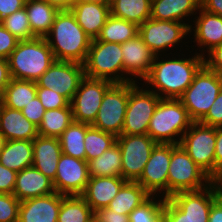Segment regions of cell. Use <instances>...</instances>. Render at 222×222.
<instances>
[{"mask_svg": "<svg viewBox=\"0 0 222 222\" xmlns=\"http://www.w3.org/2000/svg\"><path fill=\"white\" fill-rule=\"evenodd\" d=\"M53 35L56 42L50 39ZM57 61H71L83 64L91 44V38L77 23L71 10L59 11L52 28L45 37Z\"/></svg>", "mask_w": 222, "mask_h": 222, "instance_id": "6da1fadb", "label": "cell"}, {"mask_svg": "<svg viewBox=\"0 0 222 222\" xmlns=\"http://www.w3.org/2000/svg\"><path fill=\"white\" fill-rule=\"evenodd\" d=\"M154 58L150 73L144 79L165 93V98L179 99L193 82L195 74L204 65V56L189 59H172L156 62Z\"/></svg>", "mask_w": 222, "mask_h": 222, "instance_id": "7a4b0ae2", "label": "cell"}, {"mask_svg": "<svg viewBox=\"0 0 222 222\" xmlns=\"http://www.w3.org/2000/svg\"><path fill=\"white\" fill-rule=\"evenodd\" d=\"M208 186L197 191L177 192L165 198L164 222H208L212 204L218 199L216 181Z\"/></svg>", "mask_w": 222, "mask_h": 222, "instance_id": "3957f363", "label": "cell"}, {"mask_svg": "<svg viewBox=\"0 0 222 222\" xmlns=\"http://www.w3.org/2000/svg\"><path fill=\"white\" fill-rule=\"evenodd\" d=\"M55 61L43 37L19 41L8 57L11 78L36 82Z\"/></svg>", "mask_w": 222, "mask_h": 222, "instance_id": "277c9868", "label": "cell"}, {"mask_svg": "<svg viewBox=\"0 0 222 222\" xmlns=\"http://www.w3.org/2000/svg\"><path fill=\"white\" fill-rule=\"evenodd\" d=\"M194 121L180 99L161 98L152 116L147 134L162 144H179L174 136L189 129Z\"/></svg>", "mask_w": 222, "mask_h": 222, "instance_id": "5b68a950", "label": "cell"}, {"mask_svg": "<svg viewBox=\"0 0 222 222\" xmlns=\"http://www.w3.org/2000/svg\"><path fill=\"white\" fill-rule=\"evenodd\" d=\"M221 90L222 76L203 65L179 99L190 118L199 122L207 114Z\"/></svg>", "mask_w": 222, "mask_h": 222, "instance_id": "8992f818", "label": "cell"}, {"mask_svg": "<svg viewBox=\"0 0 222 222\" xmlns=\"http://www.w3.org/2000/svg\"><path fill=\"white\" fill-rule=\"evenodd\" d=\"M122 47L119 43H108L92 39L90 48L83 63L86 77L92 79H105L112 83H127L131 80L125 79L117 74L118 71L124 72ZM118 76V77H117Z\"/></svg>", "mask_w": 222, "mask_h": 222, "instance_id": "52a82bcc", "label": "cell"}, {"mask_svg": "<svg viewBox=\"0 0 222 222\" xmlns=\"http://www.w3.org/2000/svg\"><path fill=\"white\" fill-rule=\"evenodd\" d=\"M212 179L190 158L180 144H172V155L168 169L167 198L181 191H197L207 187L204 183ZM202 186L204 188H202Z\"/></svg>", "mask_w": 222, "mask_h": 222, "instance_id": "ba28073f", "label": "cell"}, {"mask_svg": "<svg viewBox=\"0 0 222 222\" xmlns=\"http://www.w3.org/2000/svg\"><path fill=\"white\" fill-rule=\"evenodd\" d=\"M180 137V145L196 165L215 181L216 127L193 122Z\"/></svg>", "mask_w": 222, "mask_h": 222, "instance_id": "9c48e42d", "label": "cell"}, {"mask_svg": "<svg viewBox=\"0 0 222 222\" xmlns=\"http://www.w3.org/2000/svg\"><path fill=\"white\" fill-rule=\"evenodd\" d=\"M161 98L160 93L139 90L135 81L129 82V100L121 135L147 134L149 122Z\"/></svg>", "mask_w": 222, "mask_h": 222, "instance_id": "30bf717a", "label": "cell"}, {"mask_svg": "<svg viewBox=\"0 0 222 222\" xmlns=\"http://www.w3.org/2000/svg\"><path fill=\"white\" fill-rule=\"evenodd\" d=\"M129 100V82L114 83L104 94L96 119L91 126L120 136Z\"/></svg>", "mask_w": 222, "mask_h": 222, "instance_id": "8fae6325", "label": "cell"}, {"mask_svg": "<svg viewBox=\"0 0 222 222\" xmlns=\"http://www.w3.org/2000/svg\"><path fill=\"white\" fill-rule=\"evenodd\" d=\"M116 142L122 155L121 177L126 181H137L157 143L148 134L120 135Z\"/></svg>", "mask_w": 222, "mask_h": 222, "instance_id": "7c38bea8", "label": "cell"}, {"mask_svg": "<svg viewBox=\"0 0 222 222\" xmlns=\"http://www.w3.org/2000/svg\"><path fill=\"white\" fill-rule=\"evenodd\" d=\"M113 84L105 79L85 76L70 102L74 121L91 125L96 119L105 92Z\"/></svg>", "mask_w": 222, "mask_h": 222, "instance_id": "4fadbf2b", "label": "cell"}, {"mask_svg": "<svg viewBox=\"0 0 222 222\" xmlns=\"http://www.w3.org/2000/svg\"><path fill=\"white\" fill-rule=\"evenodd\" d=\"M85 77L83 64L71 61H57L36 81L37 87H44L59 93L71 102Z\"/></svg>", "mask_w": 222, "mask_h": 222, "instance_id": "5bb4252c", "label": "cell"}, {"mask_svg": "<svg viewBox=\"0 0 222 222\" xmlns=\"http://www.w3.org/2000/svg\"><path fill=\"white\" fill-rule=\"evenodd\" d=\"M190 29L191 26L179 21L149 18L139 26L138 35L156 56L159 50L180 42Z\"/></svg>", "mask_w": 222, "mask_h": 222, "instance_id": "9a60e30c", "label": "cell"}, {"mask_svg": "<svg viewBox=\"0 0 222 222\" xmlns=\"http://www.w3.org/2000/svg\"><path fill=\"white\" fill-rule=\"evenodd\" d=\"M89 178L87 161L63 153L60 155L53 181L57 193L65 196L81 195Z\"/></svg>", "mask_w": 222, "mask_h": 222, "instance_id": "2e32d148", "label": "cell"}, {"mask_svg": "<svg viewBox=\"0 0 222 222\" xmlns=\"http://www.w3.org/2000/svg\"><path fill=\"white\" fill-rule=\"evenodd\" d=\"M172 155V144L157 143L153 148L142 175L136 181L150 195L165 190L167 198L168 169Z\"/></svg>", "mask_w": 222, "mask_h": 222, "instance_id": "e0dca14e", "label": "cell"}, {"mask_svg": "<svg viewBox=\"0 0 222 222\" xmlns=\"http://www.w3.org/2000/svg\"><path fill=\"white\" fill-rule=\"evenodd\" d=\"M62 194H52L21 201L18 222H57Z\"/></svg>", "mask_w": 222, "mask_h": 222, "instance_id": "ac0fdd59", "label": "cell"}, {"mask_svg": "<svg viewBox=\"0 0 222 222\" xmlns=\"http://www.w3.org/2000/svg\"><path fill=\"white\" fill-rule=\"evenodd\" d=\"M121 47L124 72L137 75L144 80L150 73L155 54L139 35L122 43Z\"/></svg>", "mask_w": 222, "mask_h": 222, "instance_id": "d6986e66", "label": "cell"}, {"mask_svg": "<svg viewBox=\"0 0 222 222\" xmlns=\"http://www.w3.org/2000/svg\"><path fill=\"white\" fill-rule=\"evenodd\" d=\"M126 182L122 177H90L85 190L80 195L93 211L108 207Z\"/></svg>", "mask_w": 222, "mask_h": 222, "instance_id": "ffe728a7", "label": "cell"}, {"mask_svg": "<svg viewBox=\"0 0 222 222\" xmlns=\"http://www.w3.org/2000/svg\"><path fill=\"white\" fill-rule=\"evenodd\" d=\"M56 192L53 181L31 166L17 172L13 195L21 202Z\"/></svg>", "mask_w": 222, "mask_h": 222, "instance_id": "44dd1931", "label": "cell"}, {"mask_svg": "<svg viewBox=\"0 0 222 222\" xmlns=\"http://www.w3.org/2000/svg\"><path fill=\"white\" fill-rule=\"evenodd\" d=\"M33 143V167L38 169L46 177L54 181L57 164L62 154L59 139L57 137H44L38 135Z\"/></svg>", "mask_w": 222, "mask_h": 222, "instance_id": "7402d4cb", "label": "cell"}, {"mask_svg": "<svg viewBox=\"0 0 222 222\" xmlns=\"http://www.w3.org/2000/svg\"><path fill=\"white\" fill-rule=\"evenodd\" d=\"M0 133L5 140H33L38 134V127L23 116L22 111L11 109L1 104Z\"/></svg>", "mask_w": 222, "mask_h": 222, "instance_id": "603a6c76", "label": "cell"}, {"mask_svg": "<svg viewBox=\"0 0 222 222\" xmlns=\"http://www.w3.org/2000/svg\"><path fill=\"white\" fill-rule=\"evenodd\" d=\"M71 12L83 31L91 39H96L110 16V7L96 3H74Z\"/></svg>", "mask_w": 222, "mask_h": 222, "instance_id": "cb8c5ba5", "label": "cell"}, {"mask_svg": "<svg viewBox=\"0 0 222 222\" xmlns=\"http://www.w3.org/2000/svg\"><path fill=\"white\" fill-rule=\"evenodd\" d=\"M0 163L16 172L31 167L33 165L32 140H5L0 152Z\"/></svg>", "mask_w": 222, "mask_h": 222, "instance_id": "d4e9b609", "label": "cell"}, {"mask_svg": "<svg viewBox=\"0 0 222 222\" xmlns=\"http://www.w3.org/2000/svg\"><path fill=\"white\" fill-rule=\"evenodd\" d=\"M25 10L33 35L45 38L59 10L43 0H26Z\"/></svg>", "mask_w": 222, "mask_h": 222, "instance_id": "484cf974", "label": "cell"}, {"mask_svg": "<svg viewBox=\"0 0 222 222\" xmlns=\"http://www.w3.org/2000/svg\"><path fill=\"white\" fill-rule=\"evenodd\" d=\"M201 7V0H151V16L156 20L181 21Z\"/></svg>", "mask_w": 222, "mask_h": 222, "instance_id": "4316f807", "label": "cell"}, {"mask_svg": "<svg viewBox=\"0 0 222 222\" xmlns=\"http://www.w3.org/2000/svg\"><path fill=\"white\" fill-rule=\"evenodd\" d=\"M201 13L196 21L195 39L198 45L208 46L209 51L222 44V17L199 8Z\"/></svg>", "mask_w": 222, "mask_h": 222, "instance_id": "83f0119b", "label": "cell"}, {"mask_svg": "<svg viewBox=\"0 0 222 222\" xmlns=\"http://www.w3.org/2000/svg\"><path fill=\"white\" fill-rule=\"evenodd\" d=\"M151 195L136 181H126L107 208L118 214L129 215Z\"/></svg>", "mask_w": 222, "mask_h": 222, "instance_id": "f1b7e54d", "label": "cell"}, {"mask_svg": "<svg viewBox=\"0 0 222 222\" xmlns=\"http://www.w3.org/2000/svg\"><path fill=\"white\" fill-rule=\"evenodd\" d=\"M110 15L140 26L151 16V0H113Z\"/></svg>", "mask_w": 222, "mask_h": 222, "instance_id": "f546056e", "label": "cell"}, {"mask_svg": "<svg viewBox=\"0 0 222 222\" xmlns=\"http://www.w3.org/2000/svg\"><path fill=\"white\" fill-rule=\"evenodd\" d=\"M90 124L73 121L58 137L62 153L86 161L84 139Z\"/></svg>", "mask_w": 222, "mask_h": 222, "instance_id": "4dcf8cb0", "label": "cell"}, {"mask_svg": "<svg viewBox=\"0 0 222 222\" xmlns=\"http://www.w3.org/2000/svg\"><path fill=\"white\" fill-rule=\"evenodd\" d=\"M89 177H121L122 155L116 142L107 151L88 162Z\"/></svg>", "mask_w": 222, "mask_h": 222, "instance_id": "1f68e13d", "label": "cell"}, {"mask_svg": "<svg viewBox=\"0 0 222 222\" xmlns=\"http://www.w3.org/2000/svg\"><path fill=\"white\" fill-rule=\"evenodd\" d=\"M36 93V82L11 78L2 97V104L21 111Z\"/></svg>", "mask_w": 222, "mask_h": 222, "instance_id": "d6a6232c", "label": "cell"}, {"mask_svg": "<svg viewBox=\"0 0 222 222\" xmlns=\"http://www.w3.org/2000/svg\"><path fill=\"white\" fill-rule=\"evenodd\" d=\"M138 34V25L110 15L95 40L122 44L135 38Z\"/></svg>", "mask_w": 222, "mask_h": 222, "instance_id": "836d02e7", "label": "cell"}, {"mask_svg": "<svg viewBox=\"0 0 222 222\" xmlns=\"http://www.w3.org/2000/svg\"><path fill=\"white\" fill-rule=\"evenodd\" d=\"M94 211L80 195H62L57 222H93Z\"/></svg>", "mask_w": 222, "mask_h": 222, "instance_id": "e575fe53", "label": "cell"}, {"mask_svg": "<svg viewBox=\"0 0 222 222\" xmlns=\"http://www.w3.org/2000/svg\"><path fill=\"white\" fill-rule=\"evenodd\" d=\"M74 121L71 105L60 109L47 110L38 126V134L44 137H59Z\"/></svg>", "mask_w": 222, "mask_h": 222, "instance_id": "d590c367", "label": "cell"}, {"mask_svg": "<svg viewBox=\"0 0 222 222\" xmlns=\"http://www.w3.org/2000/svg\"><path fill=\"white\" fill-rule=\"evenodd\" d=\"M116 136L90 126L86 130L84 146L86 150V161L89 162L103 154L116 143Z\"/></svg>", "mask_w": 222, "mask_h": 222, "instance_id": "8d00e7d4", "label": "cell"}, {"mask_svg": "<svg viewBox=\"0 0 222 222\" xmlns=\"http://www.w3.org/2000/svg\"><path fill=\"white\" fill-rule=\"evenodd\" d=\"M1 24L19 41L35 38L31 31L25 7L8 15L1 21Z\"/></svg>", "mask_w": 222, "mask_h": 222, "instance_id": "74e56055", "label": "cell"}, {"mask_svg": "<svg viewBox=\"0 0 222 222\" xmlns=\"http://www.w3.org/2000/svg\"><path fill=\"white\" fill-rule=\"evenodd\" d=\"M164 201L165 198L160 202H154L149 197L129 214L130 222H164Z\"/></svg>", "mask_w": 222, "mask_h": 222, "instance_id": "f35d334b", "label": "cell"}, {"mask_svg": "<svg viewBox=\"0 0 222 222\" xmlns=\"http://www.w3.org/2000/svg\"><path fill=\"white\" fill-rule=\"evenodd\" d=\"M20 203L13 194L0 193V222H18Z\"/></svg>", "mask_w": 222, "mask_h": 222, "instance_id": "ab89813d", "label": "cell"}, {"mask_svg": "<svg viewBox=\"0 0 222 222\" xmlns=\"http://www.w3.org/2000/svg\"><path fill=\"white\" fill-rule=\"evenodd\" d=\"M36 95L46 111L67 107L70 104L65 97L48 88L37 87Z\"/></svg>", "mask_w": 222, "mask_h": 222, "instance_id": "60d3db41", "label": "cell"}, {"mask_svg": "<svg viewBox=\"0 0 222 222\" xmlns=\"http://www.w3.org/2000/svg\"><path fill=\"white\" fill-rule=\"evenodd\" d=\"M21 111L23 116L37 127L40 125L46 112L37 95Z\"/></svg>", "mask_w": 222, "mask_h": 222, "instance_id": "b9f144b4", "label": "cell"}, {"mask_svg": "<svg viewBox=\"0 0 222 222\" xmlns=\"http://www.w3.org/2000/svg\"><path fill=\"white\" fill-rule=\"evenodd\" d=\"M199 122L212 127L222 126V90L207 114Z\"/></svg>", "mask_w": 222, "mask_h": 222, "instance_id": "7bdbcfd3", "label": "cell"}, {"mask_svg": "<svg viewBox=\"0 0 222 222\" xmlns=\"http://www.w3.org/2000/svg\"><path fill=\"white\" fill-rule=\"evenodd\" d=\"M19 40L13 36L0 22V58L8 59L17 47Z\"/></svg>", "mask_w": 222, "mask_h": 222, "instance_id": "ee69618b", "label": "cell"}, {"mask_svg": "<svg viewBox=\"0 0 222 222\" xmlns=\"http://www.w3.org/2000/svg\"><path fill=\"white\" fill-rule=\"evenodd\" d=\"M17 172L0 163V193L13 194Z\"/></svg>", "mask_w": 222, "mask_h": 222, "instance_id": "f6af8a7d", "label": "cell"}, {"mask_svg": "<svg viewBox=\"0 0 222 222\" xmlns=\"http://www.w3.org/2000/svg\"><path fill=\"white\" fill-rule=\"evenodd\" d=\"M93 222H130V219L129 215L118 214L106 207L94 211Z\"/></svg>", "mask_w": 222, "mask_h": 222, "instance_id": "bcb514c9", "label": "cell"}, {"mask_svg": "<svg viewBox=\"0 0 222 222\" xmlns=\"http://www.w3.org/2000/svg\"><path fill=\"white\" fill-rule=\"evenodd\" d=\"M208 52L210 58L207 61L204 59V65L222 76V44L213 47Z\"/></svg>", "mask_w": 222, "mask_h": 222, "instance_id": "7dc6e473", "label": "cell"}, {"mask_svg": "<svg viewBox=\"0 0 222 222\" xmlns=\"http://www.w3.org/2000/svg\"><path fill=\"white\" fill-rule=\"evenodd\" d=\"M222 179V126L216 127L215 181Z\"/></svg>", "mask_w": 222, "mask_h": 222, "instance_id": "c3c4849f", "label": "cell"}, {"mask_svg": "<svg viewBox=\"0 0 222 222\" xmlns=\"http://www.w3.org/2000/svg\"><path fill=\"white\" fill-rule=\"evenodd\" d=\"M26 0H0V22L8 15L25 7Z\"/></svg>", "mask_w": 222, "mask_h": 222, "instance_id": "681fc988", "label": "cell"}, {"mask_svg": "<svg viewBox=\"0 0 222 222\" xmlns=\"http://www.w3.org/2000/svg\"><path fill=\"white\" fill-rule=\"evenodd\" d=\"M11 80L8 59L0 58V98Z\"/></svg>", "mask_w": 222, "mask_h": 222, "instance_id": "f907efd6", "label": "cell"}, {"mask_svg": "<svg viewBox=\"0 0 222 222\" xmlns=\"http://www.w3.org/2000/svg\"><path fill=\"white\" fill-rule=\"evenodd\" d=\"M201 7L222 17V0H201Z\"/></svg>", "mask_w": 222, "mask_h": 222, "instance_id": "816d5d0a", "label": "cell"}, {"mask_svg": "<svg viewBox=\"0 0 222 222\" xmlns=\"http://www.w3.org/2000/svg\"><path fill=\"white\" fill-rule=\"evenodd\" d=\"M208 222H222V201L219 198L212 204Z\"/></svg>", "mask_w": 222, "mask_h": 222, "instance_id": "f5cc1de1", "label": "cell"}, {"mask_svg": "<svg viewBox=\"0 0 222 222\" xmlns=\"http://www.w3.org/2000/svg\"><path fill=\"white\" fill-rule=\"evenodd\" d=\"M46 1L49 5L54 6L59 11L62 10H71L74 5V0H43Z\"/></svg>", "mask_w": 222, "mask_h": 222, "instance_id": "db71d44e", "label": "cell"}, {"mask_svg": "<svg viewBox=\"0 0 222 222\" xmlns=\"http://www.w3.org/2000/svg\"><path fill=\"white\" fill-rule=\"evenodd\" d=\"M111 0H74V3H96L104 6H111Z\"/></svg>", "mask_w": 222, "mask_h": 222, "instance_id": "11a10c76", "label": "cell"}, {"mask_svg": "<svg viewBox=\"0 0 222 222\" xmlns=\"http://www.w3.org/2000/svg\"><path fill=\"white\" fill-rule=\"evenodd\" d=\"M219 182V183H218ZM216 184H218V186L216 185L217 188V192H218V198L222 201V179L217 180ZM220 184V185H219Z\"/></svg>", "mask_w": 222, "mask_h": 222, "instance_id": "9f6ffc18", "label": "cell"}, {"mask_svg": "<svg viewBox=\"0 0 222 222\" xmlns=\"http://www.w3.org/2000/svg\"><path fill=\"white\" fill-rule=\"evenodd\" d=\"M4 142H5L4 136L0 133V152L3 148Z\"/></svg>", "mask_w": 222, "mask_h": 222, "instance_id": "6f0895ef", "label": "cell"}]
</instances>
